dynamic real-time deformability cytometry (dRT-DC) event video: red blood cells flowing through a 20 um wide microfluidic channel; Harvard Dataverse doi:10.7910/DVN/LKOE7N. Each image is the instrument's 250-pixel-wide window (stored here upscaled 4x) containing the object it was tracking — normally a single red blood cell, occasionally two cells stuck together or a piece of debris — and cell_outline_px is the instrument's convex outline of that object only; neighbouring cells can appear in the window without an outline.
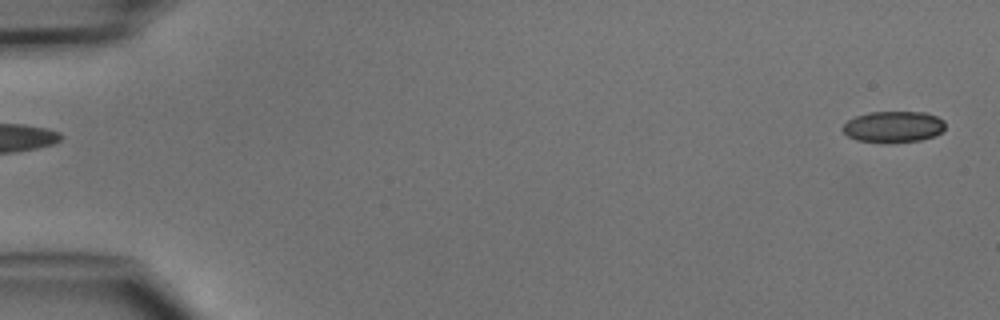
{"species": "common noctule bat (a hibernating species)", "species_latin": "Nyctalus noctula", "temperature_condition": "cold", "stored_images_in_passage": 2, "camera_frame_rate_fps": 3000, "um_per_image_px": 0.085, "animal": {"sex": "male", "body_mass_g": 15.6}, "frame": {"image": 1, "passage_image": 2, "time_ms": 1.333, "image_size_px": [1000, 320], "cell_outline_px": [[944, 128], [936, 136], [920, 140], [856, 140], [848, 136], [844, 132], [844, 124], [848, 120], [856, 116], [872, 112], [924, 112], [936, 116], [944, 120]], "centroid_in_image_um": [75.97, 10.73], "position_along_channel_um": 9.0, "area_um2": 17.86}}